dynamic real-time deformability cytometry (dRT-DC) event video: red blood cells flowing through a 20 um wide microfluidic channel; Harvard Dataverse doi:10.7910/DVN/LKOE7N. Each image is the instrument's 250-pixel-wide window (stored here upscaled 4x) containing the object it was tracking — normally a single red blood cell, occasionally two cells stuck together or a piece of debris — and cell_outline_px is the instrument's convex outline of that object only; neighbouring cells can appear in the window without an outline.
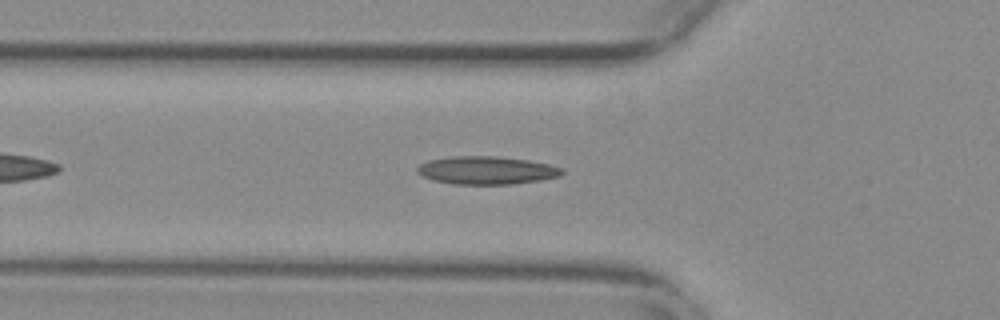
{"species": "common noctule bat (a hibernating species)", "species_latin": "Nyctalus noctula", "temperature_condition": "warm", "stored_images_in_passage": 32, "camera_frame_rate_fps": 3000, "um_per_image_px": 0.085, "animal": {"sex": "female", "body_mass_g": 29.2, "forearm_length_mm": 56.3}, "frame": {"image": 1, "passage_image": 3, "time_ms": 0.667, "image_size_px": [1000, 320], "cell_outline_px": [[564, 172], [560, 176], [540, 180], [512, 184], [452, 184], [432, 180], [416, 172], [416, 168], [420, 164], [428, 160], [452, 156], [496, 156], [528, 160], [548, 164], [564, 168]], "centroid_in_image_um": [41.35, 14.47], "position_along_channel_um": 84.4, "area_um2": 23.7}}
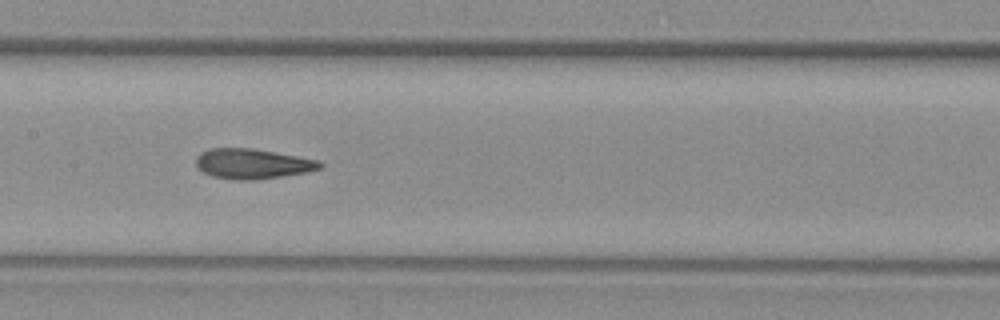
{"frame": {"image": 2, "passage_image": 11, "time_ms": 3.333, "image_size_px": [1000, 320], "cell_outline_px": [[324, 164], [320, 168], [308, 172], [256, 180], [236, 180], [212, 176], [204, 172], [196, 164], [196, 156], [200, 152], [208, 148], [252, 148], [296, 156], [316, 160]], "centroid_in_image_um": [21.43, 13.92], "position_along_channel_um": 186.0, "area_um2": 21.62}}
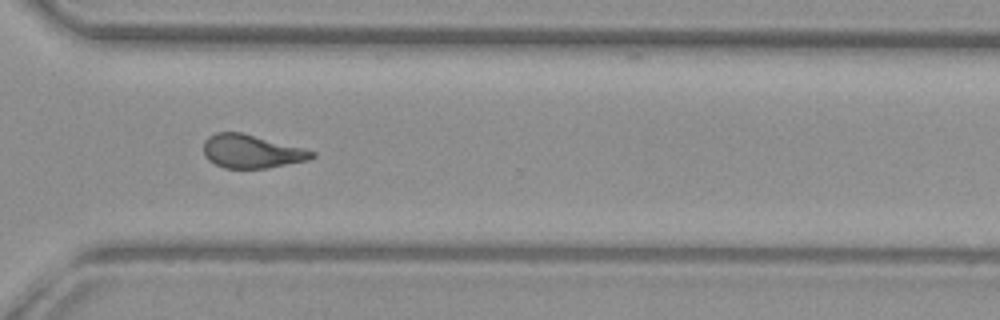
{"frame": {"image": 3, "passage_image": 24, "time_ms": 7.667, "image_size_px": [1000, 320], "cell_outline_px": [[316, 156], [308, 160], [268, 168], [224, 168], [208, 160], [204, 156], [204, 140], [208, 136], [216, 132], [240, 132], [304, 148], [316, 152]], "centroid_in_image_um": [21.37, 12.87], "position_along_channel_um": 349.2, "area_um2": 21.1}, "authors_computed_cell_mechanics": {"area_um2": 21.2993, "velocity_mm_per_s": 3.7766, "shape_relaxation_time_tau1_ms": null, "shape_relaxation_time_tau2_ms": 1.8144, "deformation_change_tau1": null, "deformation_change_tau2": 0.0914}}